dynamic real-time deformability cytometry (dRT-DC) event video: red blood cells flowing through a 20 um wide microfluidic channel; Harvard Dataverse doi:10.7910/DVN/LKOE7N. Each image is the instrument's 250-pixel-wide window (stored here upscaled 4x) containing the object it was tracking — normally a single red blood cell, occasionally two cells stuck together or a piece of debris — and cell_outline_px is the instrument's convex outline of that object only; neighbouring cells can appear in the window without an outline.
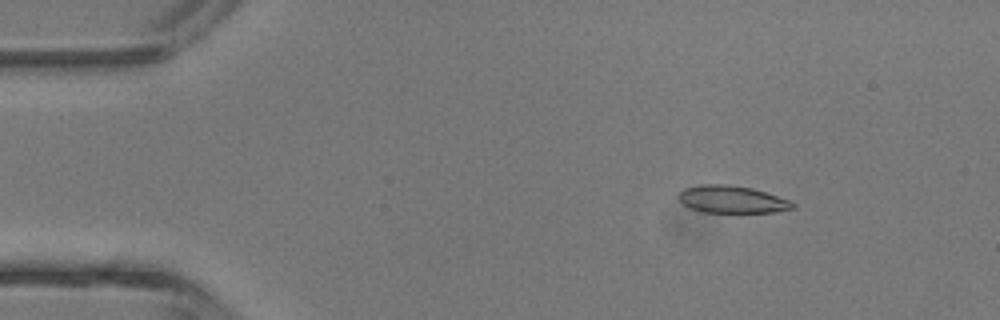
{"species": "common noctule bat (a hibernating species)", "species_latin": "Nyctalus noctula", "temperature_condition": "room temperature", "stored_images_in_passage": 43, "camera_frame_rate_fps": 3000, "um_per_image_px": 0.085, "animal": {"sex": "male", "body_mass_g": 13.3}, "frame": {"image": 1, "passage_image": 6, "time_ms": 1.667, "image_size_px": [1000, 320], "cell_outline_px": [[796, 208], [772, 212], [704, 212], [692, 208], [684, 204], [676, 196], [684, 188], [700, 184], [728, 184], [752, 188], [788, 200], [796, 204]], "centroid_in_image_um": [62.2, 16.94], "position_along_channel_um": 22.8, "area_um2": 18.03}}
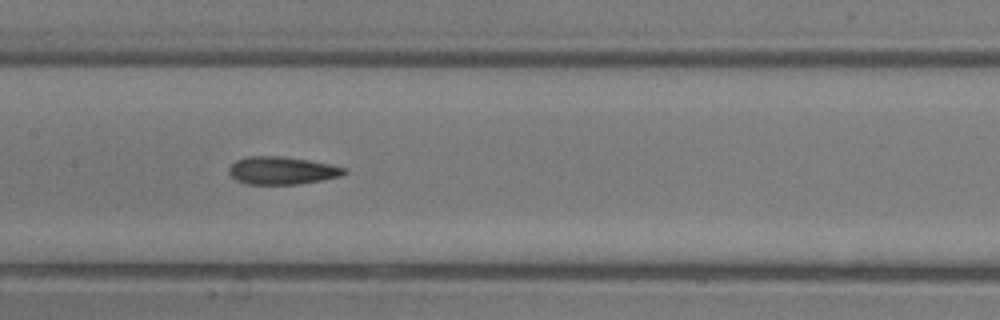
{"frame": {"image": 2, "passage_image": 21, "time_ms": 6.667, "image_size_px": [1000, 320], "cell_outline_px": [[348, 172], [340, 176], [324, 180], [296, 184], [248, 184], [236, 180], [228, 172], [228, 168], [236, 160], [248, 156], [280, 156], [308, 160], [348, 168]], "centroid_in_image_um": [23.98, 14.49], "position_along_channel_um": 183.4, "area_um2": 18.61}}
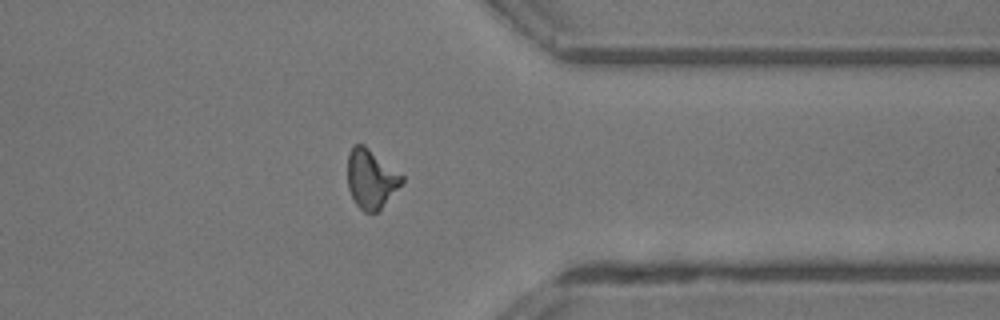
{"frame": {"image": 3, "passage_image": 34, "time_ms": 11.0, "image_size_px": [1000, 320], "cell_outline_px": [[404, 180], [380, 212], [364, 212], [356, 204], [348, 188], [348, 152], [352, 144], [364, 144], [404, 176]], "centroid_in_image_um": [31.54, 15.2], "position_along_channel_um": 379.9, "area_um2": 18.84}, "authors_computed_cell_mechanics": {"area_um2": 18.3804, "velocity_mm_per_s": 4.7474, "shape_relaxation_time_tau1_ms": 5.3399, "shape_relaxation_time_tau2_ms": 1.3659, "deformation_change_tau1": 0.1798, "deformation_change_tau2": 0.0895}}